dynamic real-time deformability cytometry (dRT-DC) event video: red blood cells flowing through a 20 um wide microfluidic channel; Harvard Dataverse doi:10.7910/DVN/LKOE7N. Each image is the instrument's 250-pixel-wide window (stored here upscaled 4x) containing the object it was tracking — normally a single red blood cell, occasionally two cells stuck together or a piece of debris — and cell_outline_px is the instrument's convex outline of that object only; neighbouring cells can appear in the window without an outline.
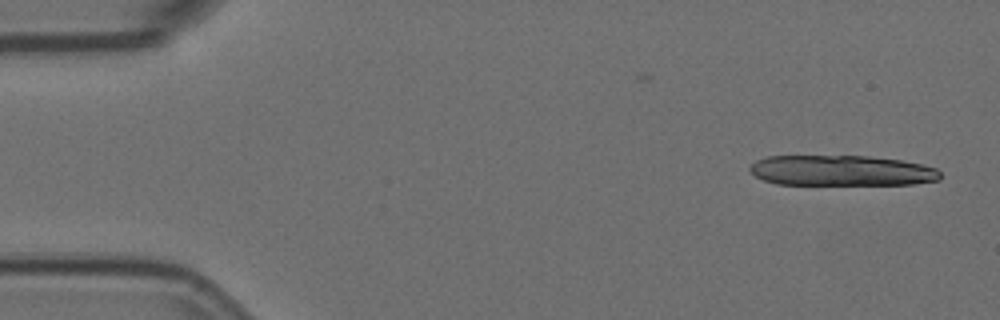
{"species": "Egyptian fruit bat (a non-hibernating species)", "species_latin": "Rousettus aegyptiacus", "temperature_condition": "room temperature", "stored_images_in_passage": 12, "camera_frame_rate_fps": 3000, "um_per_image_px": 0.085, "animal": {"sex": "female"}, "frame": {"image": 1, "passage_image": 1, "time_ms": 0.0, "image_size_px": [1000, 320], "cell_outline_px": [[940, 180], [912, 184], [776, 184], [764, 180], [756, 176], [748, 168], [756, 160], [768, 156], [868, 156], [900, 160], [920, 164], [936, 168], [940, 172]], "centroid_in_image_um": [71.52, 14.5], "position_along_channel_um": 13.5, "area_um2": 33.7}}